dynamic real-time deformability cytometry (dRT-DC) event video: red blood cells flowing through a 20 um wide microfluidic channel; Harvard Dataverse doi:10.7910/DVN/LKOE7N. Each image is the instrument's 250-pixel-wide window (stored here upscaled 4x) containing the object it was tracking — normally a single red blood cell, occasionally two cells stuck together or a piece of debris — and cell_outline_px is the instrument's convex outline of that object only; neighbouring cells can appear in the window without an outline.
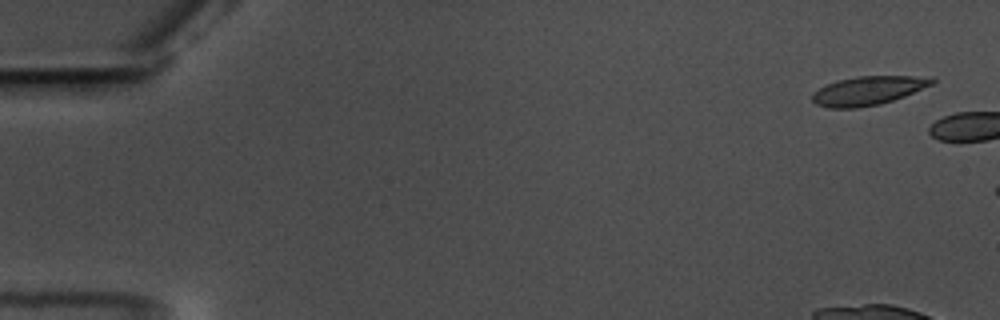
{"species": "common noctule bat (a hibernating species)", "species_latin": "Nyctalus noctula", "temperature_condition": "warm", "stored_images_in_passage": 4, "camera_frame_rate_fps": 3000, "um_per_image_px": 0.085, "animal": {"sex": "male", "body_mass_g": 17.5, "forearm_length_mm": 52.3}, "frame": {"image": 1, "passage_image": 1, "time_ms": 0.0, "image_size_px": [1000, 320], "cell_outline_px": [[936, 80], [932, 84], [904, 96], [880, 104], [856, 108], [828, 108], [816, 104], [812, 100], [812, 92], [836, 80], [856, 76], [932, 76]], "centroid_in_image_um": [73.78, 7.7], "position_along_channel_um": 11.2, "area_um2": 20.11}}